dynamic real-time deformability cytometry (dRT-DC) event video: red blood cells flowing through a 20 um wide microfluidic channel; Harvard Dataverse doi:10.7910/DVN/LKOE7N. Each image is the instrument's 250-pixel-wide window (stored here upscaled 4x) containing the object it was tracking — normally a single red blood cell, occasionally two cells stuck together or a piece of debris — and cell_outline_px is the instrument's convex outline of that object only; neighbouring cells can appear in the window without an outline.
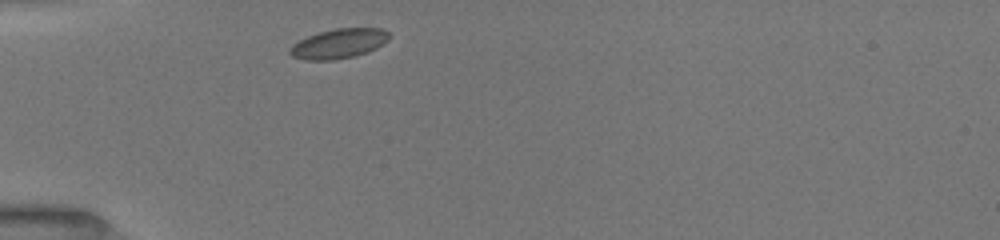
{"species": "common noctule bat (a hibernating species)", "species_latin": "Nyctalus noctula", "temperature_condition": "room temperature", "stored_images_in_passage": 1, "camera_frame_rate_fps": 3000, "um_per_image_px": 0.085, "animal": {"sex": "female", "body_mass_g": 19.5, "forearm_length_mm": 54.1}, "frame": {"image": 1, "passage_image": 1, "time_ms": 0.0, "image_size_px": [1000, 240], "cell_outline_px": [[388, 40], [376, 48], [368, 52], [356, 56], [332, 60], [304, 60], [292, 56], [288, 52], [288, 48], [292, 44], [316, 32], [336, 28], [384, 28], [388, 32]], "centroid_in_image_um": [28.77, 3.71], "position_along_channel_um": 56.2, "area_um2": 17.34}}